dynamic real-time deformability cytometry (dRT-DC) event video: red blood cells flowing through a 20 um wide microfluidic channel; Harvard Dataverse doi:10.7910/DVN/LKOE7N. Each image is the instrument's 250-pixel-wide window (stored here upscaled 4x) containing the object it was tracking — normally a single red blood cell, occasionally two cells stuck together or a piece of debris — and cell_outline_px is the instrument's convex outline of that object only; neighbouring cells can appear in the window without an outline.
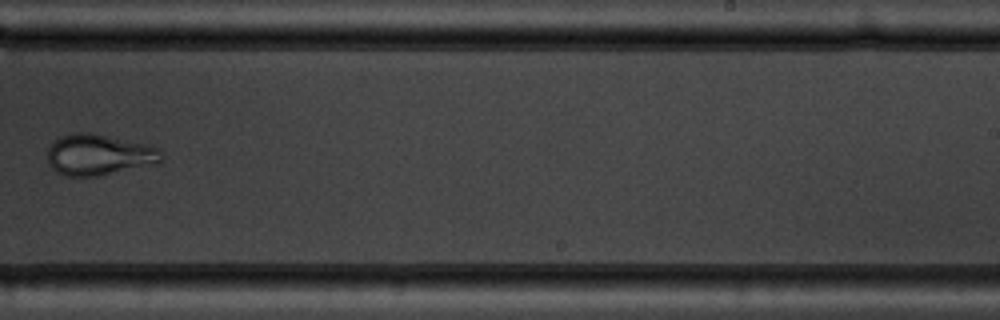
{"species": "common noctule bat (a hibernating species)", "species_latin": "Nyctalus noctula", "temperature_condition": "warm", "stored_images_in_passage": 6, "camera_frame_rate_fps": 3000, "um_per_image_px": 0.085, "animal": {"sex": "male", "body_mass_g": 19.5, "forearm_length_mm": 54.6}, "frame": {"image": 1, "passage_image": 6, "time_ms": 6.0, "image_size_px": [1000, 320], "cell_outline_px": [[160, 164], [100, 176], [64, 176], [56, 172], [48, 164], [48, 148], [60, 136], [72, 132], [92, 132], [152, 144], [160, 148]], "centroid_in_image_um": [8.45, 13.15], "position_along_channel_um": 280.5, "area_um2": 27.98}}